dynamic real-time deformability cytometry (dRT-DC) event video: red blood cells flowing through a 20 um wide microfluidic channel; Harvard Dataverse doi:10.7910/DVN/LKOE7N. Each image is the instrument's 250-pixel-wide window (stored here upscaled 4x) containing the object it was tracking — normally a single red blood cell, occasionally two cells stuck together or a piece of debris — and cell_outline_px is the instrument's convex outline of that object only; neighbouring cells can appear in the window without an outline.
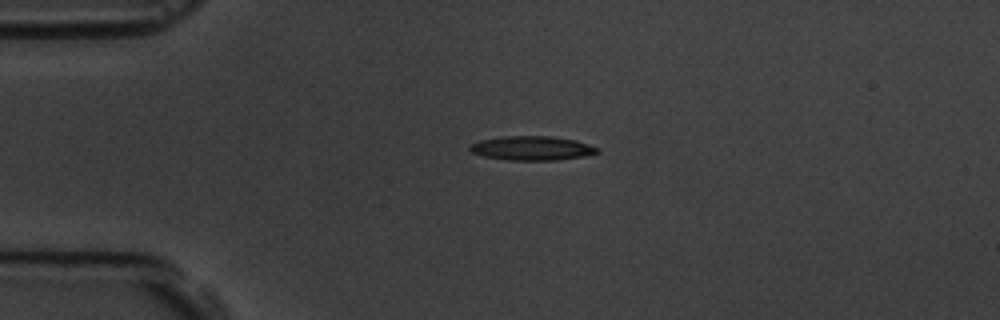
{"species": "common noctule bat (a hibernating species)", "species_latin": "Nyctalus noctula", "temperature_condition": "room temperature", "stored_images_in_passage": 2, "camera_frame_rate_fps": 3000, "um_per_image_px": 0.085, "animal": {"sex": "male", "body_mass_g": 19.5, "forearm_length_mm": 54.6}, "frame": {"image": 1, "passage_image": 1, "time_ms": 0.0, "image_size_px": [1000, 320], "cell_outline_px": [[600, 152], [584, 156], [556, 160], [508, 160], [484, 156], [472, 152], [468, 148], [472, 144], [480, 140], [500, 136], [548, 136], [576, 140], [600, 148]], "centroid_in_image_um": [45.23, 12.59], "position_along_channel_um": 39.8, "area_um2": 17.92}}